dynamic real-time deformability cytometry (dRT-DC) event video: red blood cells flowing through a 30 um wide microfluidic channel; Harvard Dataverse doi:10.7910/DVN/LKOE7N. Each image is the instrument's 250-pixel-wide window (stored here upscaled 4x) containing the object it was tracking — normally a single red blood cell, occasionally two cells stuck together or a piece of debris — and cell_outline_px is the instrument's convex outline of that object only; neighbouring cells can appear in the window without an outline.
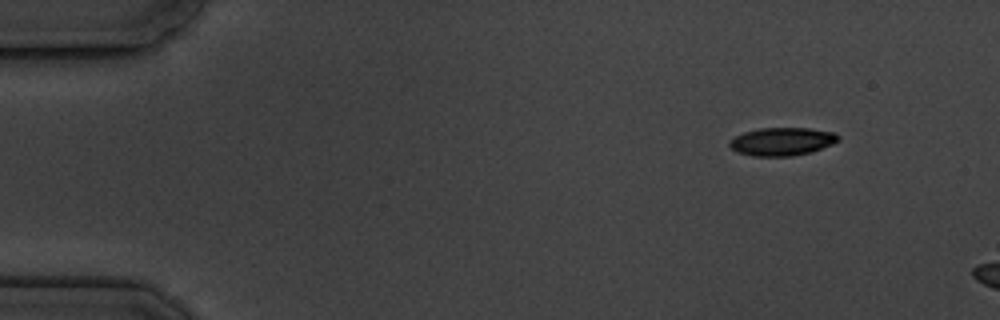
{"species": "common noctule bat (a hibernating species)", "species_latin": "Nyctalus noctula", "temperature_condition": "cold", "stored_images_in_passage": 3, "camera_frame_rate_fps": 3000, "um_per_image_px": 0.085, "animal": {"sex": "male", "body_mass_g": 19.5, "forearm_length_mm": 54.6}, "frame": {"image": 1, "passage_image": 1, "time_ms": 0.0, "image_size_px": [1000, 320], "cell_outline_px": [[840, 140], [832, 144], [812, 152], [792, 156], [752, 156], [736, 152], [728, 144], [728, 140], [744, 132], [760, 128], [808, 128], [836, 132], [840, 136]], "centroid_in_image_um": [66.48, 12.03], "position_along_channel_um": 18.5, "area_um2": 17.98}}